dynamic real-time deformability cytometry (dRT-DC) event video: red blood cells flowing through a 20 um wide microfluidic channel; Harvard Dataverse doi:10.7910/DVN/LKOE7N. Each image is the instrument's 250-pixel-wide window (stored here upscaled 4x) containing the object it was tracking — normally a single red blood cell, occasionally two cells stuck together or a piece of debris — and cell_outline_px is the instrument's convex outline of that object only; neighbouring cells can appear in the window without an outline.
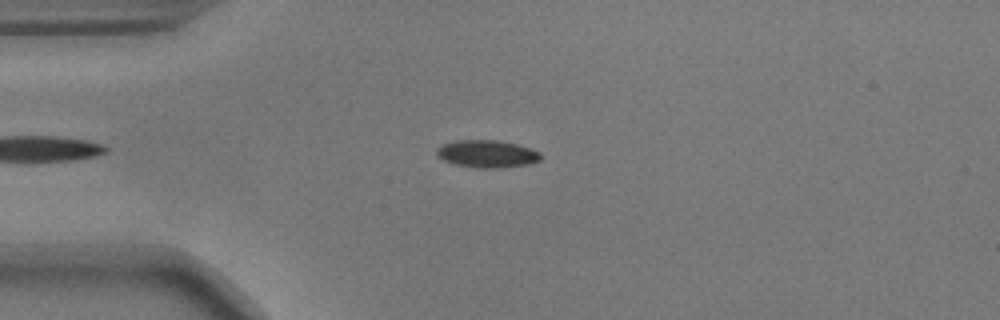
{"species": "common noctule bat (a hibernating species)", "species_latin": "Nyctalus noctula", "temperature_condition": "warm", "stored_images_in_passage": 43, "camera_frame_rate_fps": 3000, "um_per_image_px": 0.085, "animal": {"sex": "male", "body_mass_g": 17.9}, "frame": {"image": 1, "passage_image": 5, "time_ms": 1.333, "image_size_px": [1000, 320], "cell_outline_px": [[540, 160], [528, 164], [496, 168], [476, 168], [456, 164], [444, 160], [436, 152], [436, 148], [444, 144], [456, 140], [496, 140], [516, 144], [540, 152]], "centroid_in_image_um": [41.39, 13.07], "position_along_channel_um": 43.6, "area_um2": 16.36}}
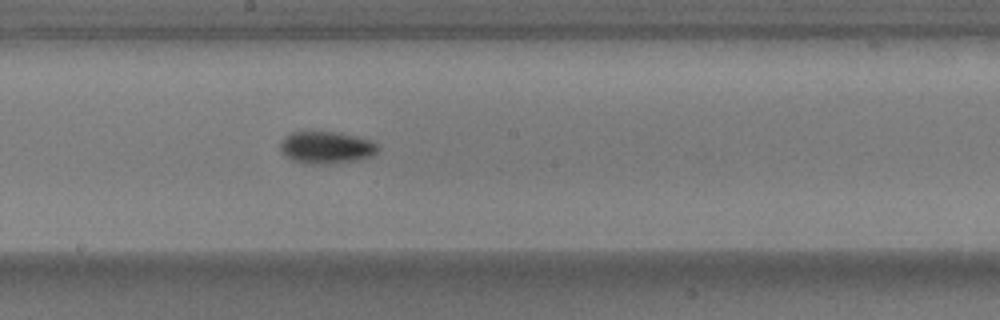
{"frame": {"image": 2, "passage_image": 21, "time_ms": 6.667, "image_size_px": [1000, 320], "cell_outline_px": [[380, 148], [376, 152], [368, 156], [356, 160], [328, 164], [304, 164], [292, 160], [280, 148], [280, 144], [284, 136], [292, 132], [340, 132], [372, 140]], "centroid_in_image_um": [27.73, 12.53], "position_along_channel_um": 220.5, "area_um2": 18.21}}
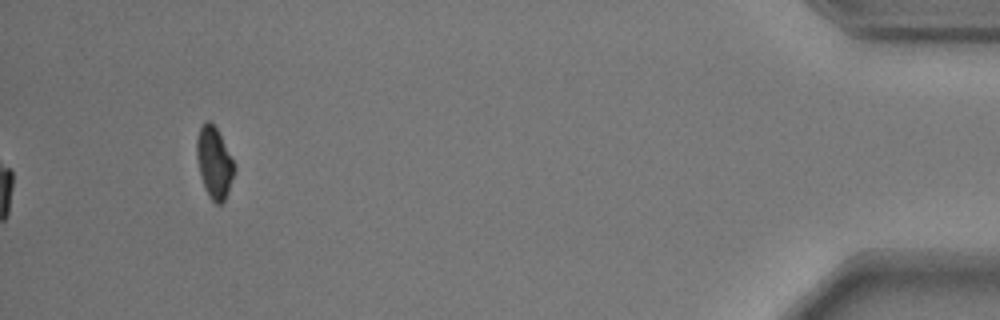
{"frame": {"image": 3, "passage_image": 43, "time_ms": 14.0, "image_size_px": [1000, 320], "cell_outline_px": [[236, 172], [228, 192], [224, 200], [220, 204], [216, 204], [208, 196], [204, 188], [200, 176], [196, 156], [196, 140], [200, 124], [204, 120], [208, 120], [216, 128], [236, 164]], "centroid_in_image_um": [18.21, 13.82], "position_along_channel_um": 417.0, "area_um2": 16.01}, "authors_computed_cell_mechanics": {"area_um2": 17.1088, "velocity_mm_per_s": 3.6636, "shape_relaxation_time_tau1_ms": 3.1388, "shape_relaxation_time_tau2_ms": null, "deformation_change_tau1": 0.1265, "deformation_change_tau2": null}}